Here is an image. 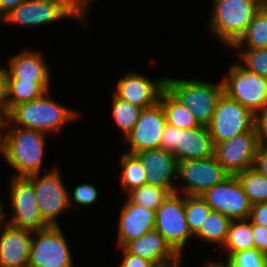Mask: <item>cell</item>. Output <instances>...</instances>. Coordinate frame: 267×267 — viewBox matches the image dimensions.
I'll return each instance as SVG.
<instances>
[{
    "label": "cell",
    "mask_w": 267,
    "mask_h": 267,
    "mask_svg": "<svg viewBox=\"0 0 267 267\" xmlns=\"http://www.w3.org/2000/svg\"><path fill=\"white\" fill-rule=\"evenodd\" d=\"M98 193L99 192L93 185L83 183L74 189L72 198H70L69 194V206H75L74 203L85 207L92 205L93 203H96L99 195ZM71 199H73L74 203Z\"/></svg>",
    "instance_id": "cell-35"
},
{
    "label": "cell",
    "mask_w": 267,
    "mask_h": 267,
    "mask_svg": "<svg viewBox=\"0 0 267 267\" xmlns=\"http://www.w3.org/2000/svg\"><path fill=\"white\" fill-rule=\"evenodd\" d=\"M25 0H0V20Z\"/></svg>",
    "instance_id": "cell-42"
},
{
    "label": "cell",
    "mask_w": 267,
    "mask_h": 267,
    "mask_svg": "<svg viewBox=\"0 0 267 267\" xmlns=\"http://www.w3.org/2000/svg\"><path fill=\"white\" fill-rule=\"evenodd\" d=\"M229 253L228 257L235 252L249 250L254 248L253 234L251 229V220H231L227 239L222 246Z\"/></svg>",
    "instance_id": "cell-27"
},
{
    "label": "cell",
    "mask_w": 267,
    "mask_h": 267,
    "mask_svg": "<svg viewBox=\"0 0 267 267\" xmlns=\"http://www.w3.org/2000/svg\"><path fill=\"white\" fill-rule=\"evenodd\" d=\"M3 131L5 133L2 132L0 136V153L8 165L17 170L14 177L40 173L45 154L46 134L35 129L14 126L7 118Z\"/></svg>",
    "instance_id": "cell-1"
},
{
    "label": "cell",
    "mask_w": 267,
    "mask_h": 267,
    "mask_svg": "<svg viewBox=\"0 0 267 267\" xmlns=\"http://www.w3.org/2000/svg\"><path fill=\"white\" fill-rule=\"evenodd\" d=\"M121 250L123 251V259H122L121 267H153L154 266V264L147 259L127 253L123 248H121Z\"/></svg>",
    "instance_id": "cell-40"
},
{
    "label": "cell",
    "mask_w": 267,
    "mask_h": 267,
    "mask_svg": "<svg viewBox=\"0 0 267 267\" xmlns=\"http://www.w3.org/2000/svg\"><path fill=\"white\" fill-rule=\"evenodd\" d=\"M246 46V48H245ZM263 49L267 48V9L262 5L255 13L244 34L232 48Z\"/></svg>",
    "instance_id": "cell-24"
},
{
    "label": "cell",
    "mask_w": 267,
    "mask_h": 267,
    "mask_svg": "<svg viewBox=\"0 0 267 267\" xmlns=\"http://www.w3.org/2000/svg\"><path fill=\"white\" fill-rule=\"evenodd\" d=\"M177 162L203 159L214 155V145L206 126L192 129L177 128L176 147L171 151Z\"/></svg>",
    "instance_id": "cell-21"
},
{
    "label": "cell",
    "mask_w": 267,
    "mask_h": 267,
    "mask_svg": "<svg viewBox=\"0 0 267 267\" xmlns=\"http://www.w3.org/2000/svg\"><path fill=\"white\" fill-rule=\"evenodd\" d=\"M8 65V70L5 69V79L35 81L46 92L49 91V66L39 51L24 50L12 56Z\"/></svg>",
    "instance_id": "cell-20"
},
{
    "label": "cell",
    "mask_w": 267,
    "mask_h": 267,
    "mask_svg": "<svg viewBox=\"0 0 267 267\" xmlns=\"http://www.w3.org/2000/svg\"><path fill=\"white\" fill-rule=\"evenodd\" d=\"M165 81L166 78L154 81L138 73L128 72L117 81L114 94L131 104L147 108L159 101L165 89Z\"/></svg>",
    "instance_id": "cell-16"
},
{
    "label": "cell",
    "mask_w": 267,
    "mask_h": 267,
    "mask_svg": "<svg viewBox=\"0 0 267 267\" xmlns=\"http://www.w3.org/2000/svg\"><path fill=\"white\" fill-rule=\"evenodd\" d=\"M255 128L259 141L267 142V106L255 115Z\"/></svg>",
    "instance_id": "cell-41"
},
{
    "label": "cell",
    "mask_w": 267,
    "mask_h": 267,
    "mask_svg": "<svg viewBox=\"0 0 267 267\" xmlns=\"http://www.w3.org/2000/svg\"><path fill=\"white\" fill-rule=\"evenodd\" d=\"M10 184L13 217L7 223L30 231L49 228L50 225L40 213L32 183L26 177H12Z\"/></svg>",
    "instance_id": "cell-11"
},
{
    "label": "cell",
    "mask_w": 267,
    "mask_h": 267,
    "mask_svg": "<svg viewBox=\"0 0 267 267\" xmlns=\"http://www.w3.org/2000/svg\"><path fill=\"white\" fill-rule=\"evenodd\" d=\"M159 101L162 103L167 123L179 129H192L200 126L191 111L166 88L161 92Z\"/></svg>",
    "instance_id": "cell-25"
},
{
    "label": "cell",
    "mask_w": 267,
    "mask_h": 267,
    "mask_svg": "<svg viewBox=\"0 0 267 267\" xmlns=\"http://www.w3.org/2000/svg\"><path fill=\"white\" fill-rule=\"evenodd\" d=\"M236 176L252 205L267 201V177L253 168H248Z\"/></svg>",
    "instance_id": "cell-30"
},
{
    "label": "cell",
    "mask_w": 267,
    "mask_h": 267,
    "mask_svg": "<svg viewBox=\"0 0 267 267\" xmlns=\"http://www.w3.org/2000/svg\"><path fill=\"white\" fill-rule=\"evenodd\" d=\"M45 92L35 81L5 79L3 110L7 114L17 104L33 101Z\"/></svg>",
    "instance_id": "cell-23"
},
{
    "label": "cell",
    "mask_w": 267,
    "mask_h": 267,
    "mask_svg": "<svg viewBox=\"0 0 267 267\" xmlns=\"http://www.w3.org/2000/svg\"><path fill=\"white\" fill-rule=\"evenodd\" d=\"M142 107L131 104L128 101L112 96V117L115 124L120 128L124 138L131 132L137 123Z\"/></svg>",
    "instance_id": "cell-29"
},
{
    "label": "cell",
    "mask_w": 267,
    "mask_h": 267,
    "mask_svg": "<svg viewBox=\"0 0 267 267\" xmlns=\"http://www.w3.org/2000/svg\"><path fill=\"white\" fill-rule=\"evenodd\" d=\"M249 219L254 224L267 227V201L252 205Z\"/></svg>",
    "instance_id": "cell-39"
},
{
    "label": "cell",
    "mask_w": 267,
    "mask_h": 267,
    "mask_svg": "<svg viewBox=\"0 0 267 267\" xmlns=\"http://www.w3.org/2000/svg\"><path fill=\"white\" fill-rule=\"evenodd\" d=\"M123 249L127 253L151 261L154 265L171 261L178 256L156 230L146 232L138 239L128 242Z\"/></svg>",
    "instance_id": "cell-22"
},
{
    "label": "cell",
    "mask_w": 267,
    "mask_h": 267,
    "mask_svg": "<svg viewBox=\"0 0 267 267\" xmlns=\"http://www.w3.org/2000/svg\"><path fill=\"white\" fill-rule=\"evenodd\" d=\"M182 195L171 193L155 211V230L178 255H183L184 246L194 236L188 227Z\"/></svg>",
    "instance_id": "cell-8"
},
{
    "label": "cell",
    "mask_w": 267,
    "mask_h": 267,
    "mask_svg": "<svg viewBox=\"0 0 267 267\" xmlns=\"http://www.w3.org/2000/svg\"><path fill=\"white\" fill-rule=\"evenodd\" d=\"M211 211L212 209L200 195H185L186 219L193 235L200 230Z\"/></svg>",
    "instance_id": "cell-32"
},
{
    "label": "cell",
    "mask_w": 267,
    "mask_h": 267,
    "mask_svg": "<svg viewBox=\"0 0 267 267\" xmlns=\"http://www.w3.org/2000/svg\"><path fill=\"white\" fill-rule=\"evenodd\" d=\"M212 211L224 214L230 220L248 219L251 206L237 176L229 175L200 195Z\"/></svg>",
    "instance_id": "cell-13"
},
{
    "label": "cell",
    "mask_w": 267,
    "mask_h": 267,
    "mask_svg": "<svg viewBox=\"0 0 267 267\" xmlns=\"http://www.w3.org/2000/svg\"><path fill=\"white\" fill-rule=\"evenodd\" d=\"M162 103L143 108L131 132L125 137L129 151L135 154L144 150L160 148L162 133L166 125Z\"/></svg>",
    "instance_id": "cell-15"
},
{
    "label": "cell",
    "mask_w": 267,
    "mask_h": 267,
    "mask_svg": "<svg viewBox=\"0 0 267 267\" xmlns=\"http://www.w3.org/2000/svg\"><path fill=\"white\" fill-rule=\"evenodd\" d=\"M177 127L166 123L164 132L162 133V139L160 148L172 151L176 147Z\"/></svg>",
    "instance_id": "cell-38"
},
{
    "label": "cell",
    "mask_w": 267,
    "mask_h": 267,
    "mask_svg": "<svg viewBox=\"0 0 267 267\" xmlns=\"http://www.w3.org/2000/svg\"><path fill=\"white\" fill-rule=\"evenodd\" d=\"M231 220L222 213L211 211L200 230L195 234L201 240L223 246Z\"/></svg>",
    "instance_id": "cell-28"
},
{
    "label": "cell",
    "mask_w": 267,
    "mask_h": 267,
    "mask_svg": "<svg viewBox=\"0 0 267 267\" xmlns=\"http://www.w3.org/2000/svg\"><path fill=\"white\" fill-rule=\"evenodd\" d=\"M28 267H73L69 245L59 225L32 231Z\"/></svg>",
    "instance_id": "cell-10"
},
{
    "label": "cell",
    "mask_w": 267,
    "mask_h": 267,
    "mask_svg": "<svg viewBox=\"0 0 267 267\" xmlns=\"http://www.w3.org/2000/svg\"><path fill=\"white\" fill-rule=\"evenodd\" d=\"M207 127L215 145L247 131H256L255 115L223 93Z\"/></svg>",
    "instance_id": "cell-7"
},
{
    "label": "cell",
    "mask_w": 267,
    "mask_h": 267,
    "mask_svg": "<svg viewBox=\"0 0 267 267\" xmlns=\"http://www.w3.org/2000/svg\"><path fill=\"white\" fill-rule=\"evenodd\" d=\"M119 163L122 168L120 184L125 195L146 184L147 175L144 166L135 154L124 153L121 155Z\"/></svg>",
    "instance_id": "cell-26"
},
{
    "label": "cell",
    "mask_w": 267,
    "mask_h": 267,
    "mask_svg": "<svg viewBox=\"0 0 267 267\" xmlns=\"http://www.w3.org/2000/svg\"><path fill=\"white\" fill-rule=\"evenodd\" d=\"M135 155L144 166L147 175L146 184L179 193V189L172 182L173 177L177 176L178 169V162L172 152L157 148L137 152Z\"/></svg>",
    "instance_id": "cell-17"
},
{
    "label": "cell",
    "mask_w": 267,
    "mask_h": 267,
    "mask_svg": "<svg viewBox=\"0 0 267 267\" xmlns=\"http://www.w3.org/2000/svg\"><path fill=\"white\" fill-rule=\"evenodd\" d=\"M254 248L267 255V227L254 224L251 221Z\"/></svg>",
    "instance_id": "cell-37"
},
{
    "label": "cell",
    "mask_w": 267,
    "mask_h": 267,
    "mask_svg": "<svg viewBox=\"0 0 267 267\" xmlns=\"http://www.w3.org/2000/svg\"><path fill=\"white\" fill-rule=\"evenodd\" d=\"M257 131H247L214 145V156L224 170L236 176L253 167L257 145Z\"/></svg>",
    "instance_id": "cell-14"
},
{
    "label": "cell",
    "mask_w": 267,
    "mask_h": 267,
    "mask_svg": "<svg viewBox=\"0 0 267 267\" xmlns=\"http://www.w3.org/2000/svg\"><path fill=\"white\" fill-rule=\"evenodd\" d=\"M238 55L244 68L267 79V48L245 49Z\"/></svg>",
    "instance_id": "cell-33"
},
{
    "label": "cell",
    "mask_w": 267,
    "mask_h": 267,
    "mask_svg": "<svg viewBox=\"0 0 267 267\" xmlns=\"http://www.w3.org/2000/svg\"><path fill=\"white\" fill-rule=\"evenodd\" d=\"M5 86V69L0 67V106L3 108Z\"/></svg>",
    "instance_id": "cell-44"
},
{
    "label": "cell",
    "mask_w": 267,
    "mask_h": 267,
    "mask_svg": "<svg viewBox=\"0 0 267 267\" xmlns=\"http://www.w3.org/2000/svg\"><path fill=\"white\" fill-rule=\"evenodd\" d=\"M210 27L222 44L232 47L244 34L263 0H213Z\"/></svg>",
    "instance_id": "cell-5"
},
{
    "label": "cell",
    "mask_w": 267,
    "mask_h": 267,
    "mask_svg": "<svg viewBox=\"0 0 267 267\" xmlns=\"http://www.w3.org/2000/svg\"><path fill=\"white\" fill-rule=\"evenodd\" d=\"M222 78L224 93L238 101L254 115L267 106V79L248 71L240 63L233 64Z\"/></svg>",
    "instance_id": "cell-6"
},
{
    "label": "cell",
    "mask_w": 267,
    "mask_h": 267,
    "mask_svg": "<svg viewBox=\"0 0 267 267\" xmlns=\"http://www.w3.org/2000/svg\"><path fill=\"white\" fill-rule=\"evenodd\" d=\"M118 224L119 248H123L128 242L136 240L146 232L155 230V211L126 200L120 210Z\"/></svg>",
    "instance_id": "cell-19"
},
{
    "label": "cell",
    "mask_w": 267,
    "mask_h": 267,
    "mask_svg": "<svg viewBox=\"0 0 267 267\" xmlns=\"http://www.w3.org/2000/svg\"><path fill=\"white\" fill-rule=\"evenodd\" d=\"M5 119H6V114L3 108L0 106V136H1V133L3 132Z\"/></svg>",
    "instance_id": "cell-46"
},
{
    "label": "cell",
    "mask_w": 267,
    "mask_h": 267,
    "mask_svg": "<svg viewBox=\"0 0 267 267\" xmlns=\"http://www.w3.org/2000/svg\"><path fill=\"white\" fill-rule=\"evenodd\" d=\"M182 255H178L173 260L161 263V264H155L153 267H180L182 262Z\"/></svg>",
    "instance_id": "cell-43"
},
{
    "label": "cell",
    "mask_w": 267,
    "mask_h": 267,
    "mask_svg": "<svg viewBox=\"0 0 267 267\" xmlns=\"http://www.w3.org/2000/svg\"><path fill=\"white\" fill-rule=\"evenodd\" d=\"M228 176L214 155L178 162L177 178L181 179L183 184L180 194L201 195L207 189L222 183Z\"/></svg>",
    "instance_id": "cell-12"
},
{
    "label": "cell",
    "mask_w": 267,
    "mask_h": 267,
    "mask_svg": "<svg viewBox=\"0 0 267 267\" xmlns=\"http://www.w3.org/2000/svg\"><path fill=\"white\" fill-rule=\"evenodd\" d=\"M26 178L32 183L40 213L50 226H58L56 217L69 206V192L64 187L58 168L46 174H31Z\"/></svg>",
    "instance_id": "cell-9"
},
{
    "label": "cell",
    "mask_w": 267,
    "mask_h": 267,
    "mask_svg": "<svg viewBox=\"0 0 267 267\" xmlns=\"http://www.w3.org/2000/svg\"><path fill=\"white\" fill-rule=\"evenodd\" d=\"M224 262L220 261V263L217 262L213 263V262H206L204 267H235L228 259L226 260V263L223 264Z\"/></svg>",
    "instance_id": "cell-45"
},
{
    "label": "cell",
    "mask_w": 267,
    "mask_h": 267,
    "mask_svg": "<svg viewBox=\"0 0 267 267\" xmlns=\"http://www.w3.org/2000/svg\"><path fill=\"white\" fill-rule=\"evenodd\" d=\"M86 12L87 8L79 0H25L0 22L39 27L74 17L86 23Z\"/></svg>",
    "instance_id": "cell-4"
},
{
    "label": "cell",
    "mask_w": 267,
    "mask_h": 267,
    "mask_svg": "<svg viewBox=\"0 0 267 267\" xmlns=\"http://www.w3.org/2000/svg\"><path fill=\"white\" fill-rule=\"evenodd\" d=\"M86 8H89L88 4H90L91 0H79Z\"/></svg>",
    "instance_id": "cell-48"
},
{
    "label": "cell",
    "mask_w": 267,
    "mask_h": 267,
    "mask_svg": "<svg viewBox=\"0 0 267 267\" xmlns=\"http://www.w3.org/2000/svg\"><path fill=\"white\" fill-rule=\"evenodd\" d=\"M165 88L194 116L201 126H208L219 98L224 93L222 80L218 83L199 79H170L166 77Z\"/></svg>",
    "instance_id": "cell-3"
},
{
    "label": "cell",
    "mask_w": 267,
    "mask_h": 267,
    "mask_svg": "<svg viewBox=\"0 0 267 267\" xmlns=\"http://www.w3.org/2000/svg\"><path fill=\"white\" fill-rule=\"evenodd\" d=\"M252 168L267 177V142L259 141Z\"/></svg>",
    "instance_id": "cell-36"
},
{
    "label": "cell",
    "mask_w": 267,
    "mask_h": 267,
    "mask_svg": "<svg viewBox=\"0 0 267 267\" xmlns=\"http://www.w3.org/2000/svg\"><path fill=\"white\" fill-rule=\"evenodd\" d=\"M0 236V267H28L32 231L5 224Z\"/></svg>",
    "instance_id": "cell-18"
},
{
    "label": "cell",
    "mask_w": 267,
    "mask_h": 267,
    "mask_svg": "<svg viewBox=\"0 0 267 267\" xmlns=\"http://www.w3.org/2000/svg\"><path fill=\"white\" fill-rule=\"evenodd\" d=\"M3 206L4 205L1 203V200H0V229H2L3 224L6 223L5 222L6 219H4V218H5V214H7V212L6 211L4 212Z\"/></svg>",
    "instance_id": "cell-47"
},
{
    "label": "cell",
    "mask_w": 267,
    "mask_h": 267,
    "mask_svg": "<svg viewBox=\"0 0 267 267\" xmlns=\"http://www.w3.org/2000/svg\"><path fill=\"white\" fill-rule=\"evenodd\" d=\"M235 267H267V255L256 250H242L227 258Z\"/></svg>",
    "instance_id": "cell-34"
},
{
    "label": "cell",
    "mask_w": 267,
    "mask_h": 267,
    "mask_svg": "<svg viewBox=\"0 0 267 267\" xmlns=\"http://www.w3.org/2000/svg\"><path fill=\"white\" fill-rule=\"evenodd\" d=\"M263 6L267 9V0H263Z\"/></svg>",
    "instance_id": "cell-49"
},
{
    "label": "cell",
    "mask_w": 267,
    "mask_h": 267,
    "mask_svg": "<svg viewBox=\"0 0 267 267\" xmlns=\"http://www.w3.org/2000/svg\"><path fill=\"white\" fill-rule=\"evenodd\" d=\"M48 92L33 101L17 104L6 114V118L14 123V126L35 129L45 134L57 133L63 125L67 122L69 124L79 115L58 102H54L48 97Z\"/></svg>",
    "instance_id": "cell-2"
},
{
    "label": "cell",
    "mask_w": 267,
    "mask_h": 267,
    "mask_svg": "<svg viewBox=\"0 0 267 267\" xmlns=\"http://www.w3.org/2000/svg\"><path fill=\"white\" fill-rule=\"evenodd\" d=\"M171 193L167 188L144 184L130 191L127 197L132 203L156 211Z\"/></svg>",
    "instance_id": "cell-31"
}]
</instances>
